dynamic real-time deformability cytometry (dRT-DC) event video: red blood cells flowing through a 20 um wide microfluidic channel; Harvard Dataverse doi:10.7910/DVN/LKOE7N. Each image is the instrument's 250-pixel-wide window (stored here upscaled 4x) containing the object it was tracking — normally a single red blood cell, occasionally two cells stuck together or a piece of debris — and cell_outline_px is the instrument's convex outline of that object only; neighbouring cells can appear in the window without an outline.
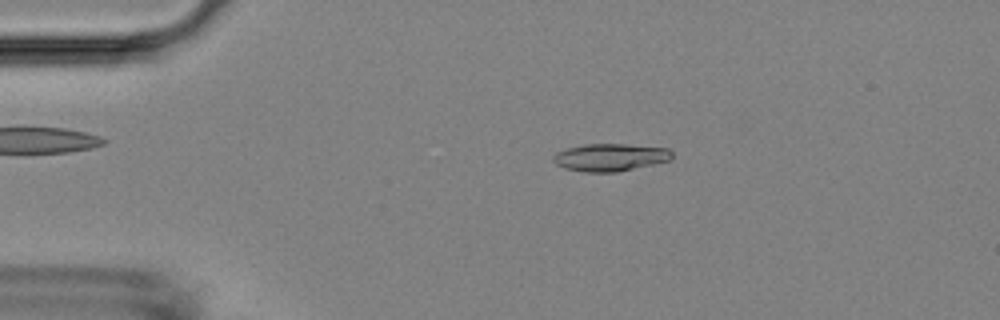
{"species": "Egyptian fruit bat (a non-hibernating species)", "species_latin": "Rousettus aegyptiacus", "temperature_condition": "room temperature", "stored_images_in_passage": 53, "camera_frame_rate_fps": 3000, "um_per_image_px": 0.085, "animal": {"sex": "female"}, "frame": {"image": 1, "passage_image": 10, "time_ms": 3.0, "image_size_px": [1000, 320], "cell_outline_px": [[672, 156], [668, 160], [652, 164], [616, 172], [584, 172], [564, 168], [556, 164], [552, 160], [552, 156], [556, 152], [568, 148], [584, 144], [628, 144], [668, 148], [672, 152]], "centroid_in_image_um": [51.82, 13.36], "position_along_channel_um": 33.2, "area_um2": 18.96}}
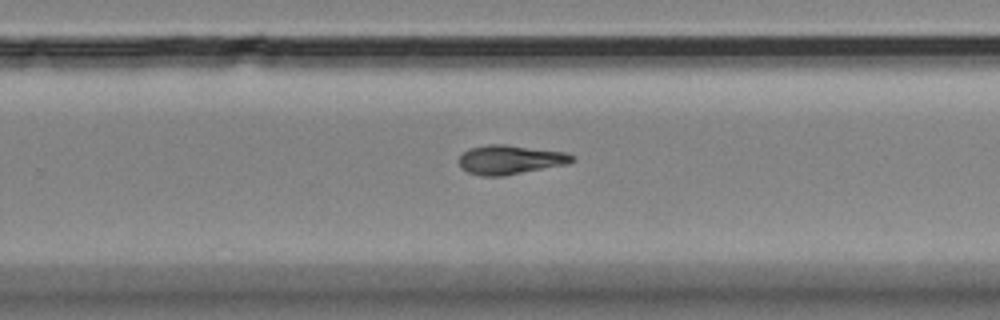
{"frame": {"image": 2, "passage_image": 34, "time_ms": 11.0, "image_size_px": [1000, 320], "cell_outline_px": [[576, 160], [568, 164], [504, 176], [480, 176], [468, 172], [460, 168], [460, 156], [468, 148], [488, 144], [504, 144], [564, 152], [572, 156]], "centroid_in_image_um": [43.34, 13.58], "position_along_channel_um": 286.5, "area_um2": 19.25}}
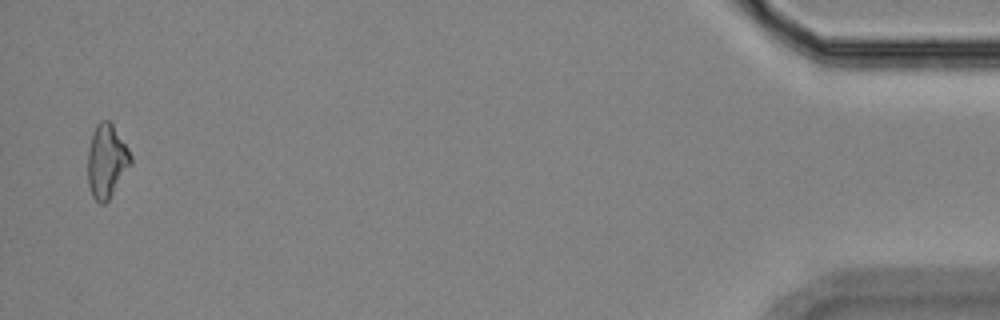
{"frame": {"image": 3, "passage_image": 52, "time_ms": 17.0, "image_size_px": [1000, 320], "cell_outline_px": [[132, 164], [108, 200], [104, 204], [100, 204], [92, 196], [88, 184], [88, 148], [92, 132], [96, 124], [100, 120], [108, 120], [112, 124], [128, 148], [132, 156]], "centroid_in_image_um": [9.06, 13.68], "position_along_channel_um": 426.1, "area_um2": 18.5}, "authors_computed_cell_mechanics": {"area_um2": 18.6694, "velocity_mm_per_s": 3.7068, "shape_relaxation_time_tau1_ms": 4.9513, "shape_relaxation_time_tau2_ms": null, "deformation_change_tau1": 0.1446, "deformation_change_tau2": null}}